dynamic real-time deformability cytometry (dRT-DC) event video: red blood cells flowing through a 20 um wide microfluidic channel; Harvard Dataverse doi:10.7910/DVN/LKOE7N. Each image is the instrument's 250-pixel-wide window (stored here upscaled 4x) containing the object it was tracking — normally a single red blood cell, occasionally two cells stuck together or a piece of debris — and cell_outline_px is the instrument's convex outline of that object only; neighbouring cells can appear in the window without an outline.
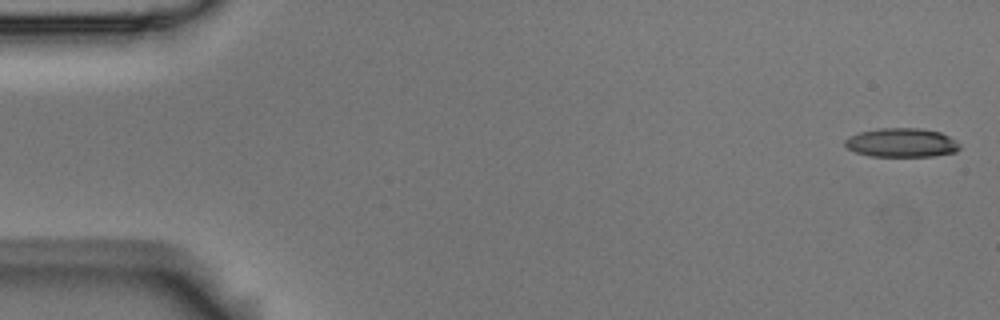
{"species": "Egyptian fruit bat (a non-hibernating species)", "species_latin": "Rousettus aegyptiacus", "temperature_condition": "room temperature", "stored_images_in_passage": 5, "camera_frame_rate_fps": 3000, "um_per_image_px": 0.085, "animal": {"sex": "male"}, "frame": {"image": 1, "passage_image": 1, "time_ms": 0.0, "image_size_px": [1000, 320], "cell_outline_px": [[960, 148], [956, 152], [932, 156], [868, 156], [856, 152], [848, 148], [844, 144], [844, 140], [848, 136], [860, 132], [880, 128], [920, 128], [940, 132], [956, 140], [960, 144]], "centroid_in_image_um": [76.63, 12.12], "position_along_channel_um": 8.4, "area_um2": 19.42}}
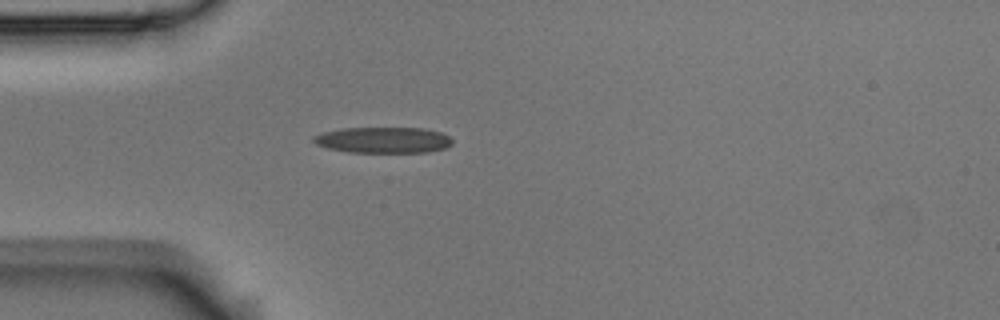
{"frame": {"image": 2, "passage_image": 5, "time_ms": 1.333, "image_size_px": [1000, 320], "cell_outline_px": [[452, 144], [444, 148], [428, 152], [348, 152], [328, 148], [316, 144], [312, 140], [312, 136], [324, 132], [340, 128], [424, 128], [440, 132], [448, 136], [452, 140]], "centroid_in_image_um": [32.56, 11.9], "position_along_channel_um": 52.4, "area_um2": 20.98}}